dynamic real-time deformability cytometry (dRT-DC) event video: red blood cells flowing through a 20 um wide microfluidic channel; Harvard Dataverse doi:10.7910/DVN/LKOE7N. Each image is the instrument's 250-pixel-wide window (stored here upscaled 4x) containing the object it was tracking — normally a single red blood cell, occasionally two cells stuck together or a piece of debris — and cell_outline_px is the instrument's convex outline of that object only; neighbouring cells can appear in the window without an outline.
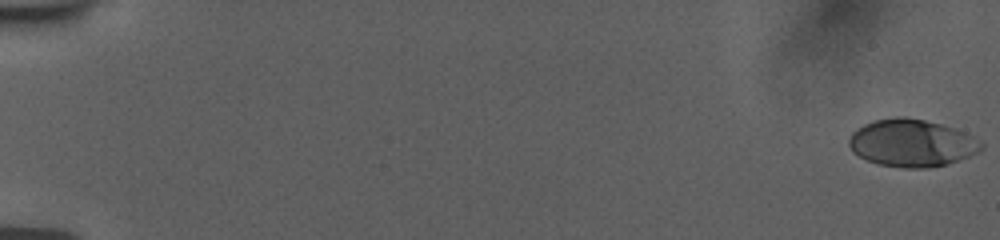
{"species": "human", "species_latin": "Homo sapiens", "temperature_condition": "room temperature", "stored_images_in_passage": 54, "camera_frame_rate_fps": 3000, "um_per_image_px": 0.085, "donor": {"sex": "female"}, "frame": {"image": 1, "passage_image": 1, "time_ms": 0.0, "image_size_px": [1000, 240], "cell_outline_px": [[984, 148], [968, 156], [948, 164], [928, 168], [904, 168], [876, 164], [852, 152], [848, 144], [848, 140], [852, 132], [864, 124], [872, 120], [896, 116], [904, 116], [924, 120], [940, 124], [964, 132], [972, 136], [984, 144]], "centroid_in_image_um": [77.46, 12.16], "position_along_channel_um": 7.5, "area_um2": 36.59}}
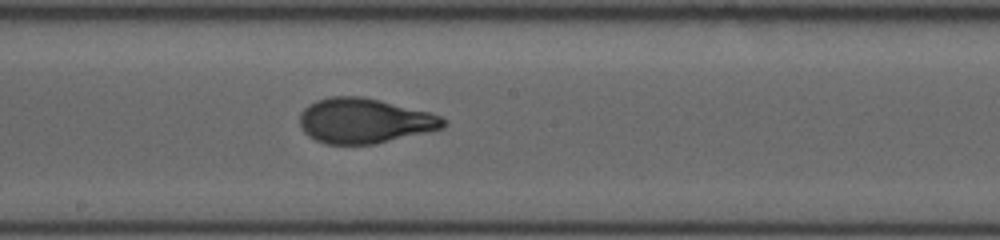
{"frame": {"image": 2, "passage_image": 33, "time_ms": 10.667, "image_size_px": [1000, 240], "cell_outline_px": [[448, 124], [444, 128], [372, 144], [328, 144], [316, 140], [308, 136], [300, 128], [300, 112], [308, 104], [316, 100], [332, 96], [360, 96], [380, 100], [428, 112], [440, 116], [448, 120]], "centroid_in_image_um": [30.95, 10.26], "position_along_channel_um": 217.2, "area_um2": 37.57}}
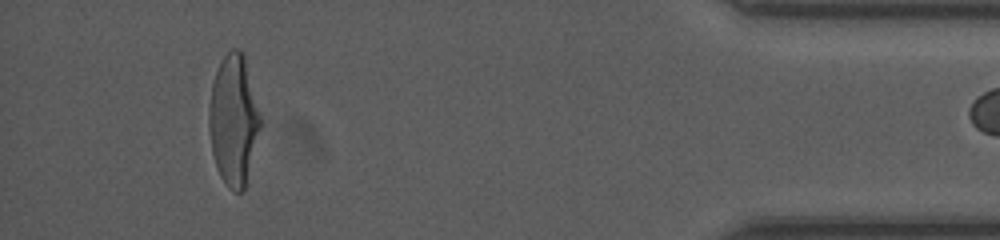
{"frame": {"image": 3, "passage_image": 53, "time_ms": 17.333, "image_size_px": [1000, 240], "cell_outline_px": [[260, 128], [244, 188], [240, 192], [232, 192], [228, 188], [220, 176], [216, 168], [212, 152], [208, 128], [208, 108], [212, 84], [216, 72], [224, 56], [232, 48], [240, 48], [244, 52], [260, 116]], "centroid_in_image_um": [19.83, 10.2], "position_along_channel_um": 415.4, "area_um2": 38.84}}